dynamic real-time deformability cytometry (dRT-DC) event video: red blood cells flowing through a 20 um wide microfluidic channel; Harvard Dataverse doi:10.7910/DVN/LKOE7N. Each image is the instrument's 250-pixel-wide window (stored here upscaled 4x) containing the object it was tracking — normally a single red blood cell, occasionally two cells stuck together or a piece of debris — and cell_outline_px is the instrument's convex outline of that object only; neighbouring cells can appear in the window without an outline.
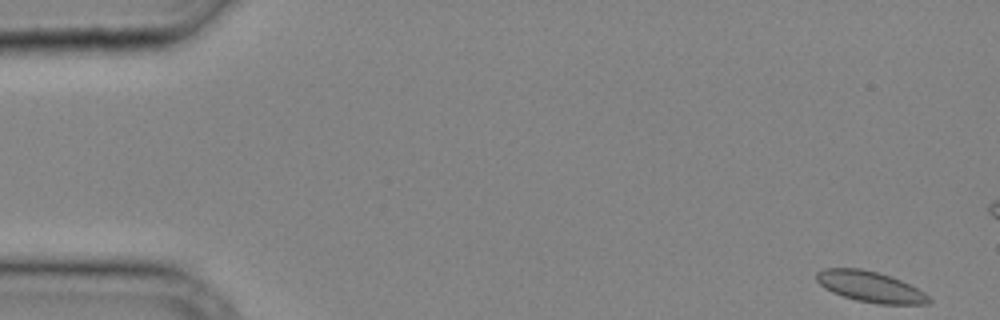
{"species": "common noctule bat (a hibernating species)", "species_latin": "Nyctalus noctula", "temperature_condition": "cold", "stored_images_in_passage": 11, "camera_frame_rate_fps": 3000, "um_per_image_px": 0.085, "animal": {"sex": "male", "body_mass_g": 20.4}, "frame": {"image": 1, "passage_image": 1, "time_ms": 0.0, "image_size_px": [1000, 320], "cell_outline_px": [[932, 300], [928, 304], [880, 304], [856, 300], [832, 292], [824, 288], [816, 280], [816, 272], [824, 268], [860, 268], [892, 276], [924, 292]], "centroid_in_image_um": [73.96, 24.37], "position_along_channel_um": 11.0, "area_um2": 20.06}}